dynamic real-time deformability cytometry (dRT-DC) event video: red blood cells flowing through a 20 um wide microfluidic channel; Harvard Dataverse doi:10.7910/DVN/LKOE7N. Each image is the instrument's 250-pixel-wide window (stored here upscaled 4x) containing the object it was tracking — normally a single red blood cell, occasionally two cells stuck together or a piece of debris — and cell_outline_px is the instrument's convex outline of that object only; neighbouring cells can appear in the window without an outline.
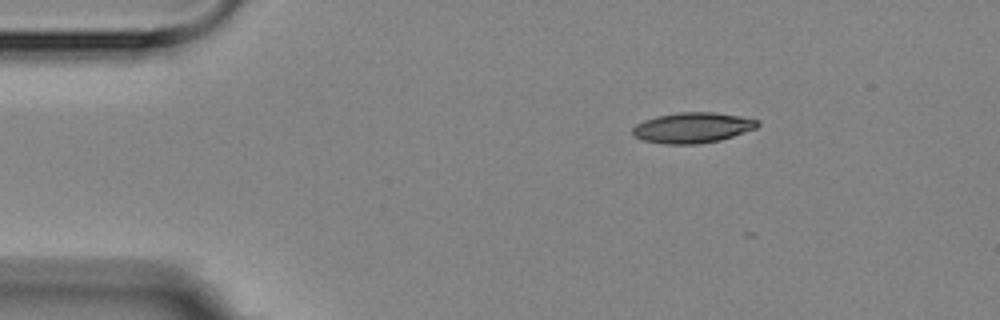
{"species": "Egyptian fruit bat (a non-hibernating species)", "species_latin": "Rousettus aegyptiacus", "temperature_condition": "room temperature", "stored_images_in_passage": 4, "camera_frame_rate_fps": 3000, "um_per_image_px": 0.085, "animal": {"sex": "female"}, "frame": {"image": 1, "passage_image": 1, "time_ms": 0.0, "image_size_px": [1000, 320], "cell_outline_px": [[760, 124], [756, 128], [720, 140], [700, 144], [664, 144], [644, 140], [636, 136], [632, 132], [632, 128], [636, 124], [644, 120], [656, 116], [680, 112], [712, 112], [740, 116], [760, 120]], "centroid_in_image_um": [58.88, 10.85], "position_along_channel_um": 26.1, "area_um2": 22.14}}